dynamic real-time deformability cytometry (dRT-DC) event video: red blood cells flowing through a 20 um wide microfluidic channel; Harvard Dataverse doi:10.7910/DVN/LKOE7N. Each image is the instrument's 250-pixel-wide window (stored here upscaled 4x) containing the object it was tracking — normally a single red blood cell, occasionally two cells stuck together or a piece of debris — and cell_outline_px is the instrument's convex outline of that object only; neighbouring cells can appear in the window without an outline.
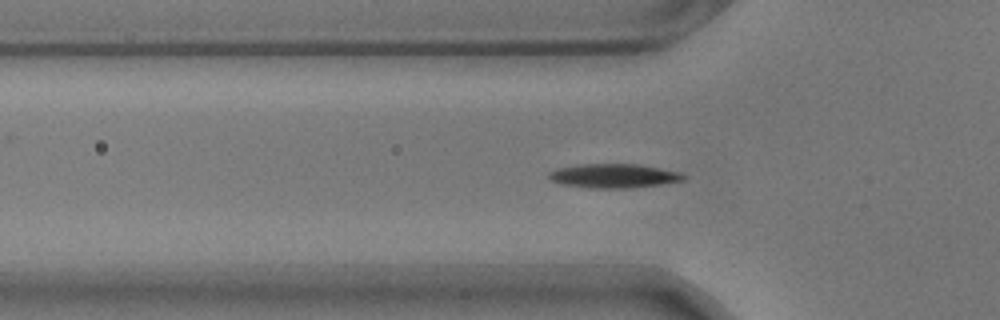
{"species": "common noctule bat (a hibernating species)", "species_latin": "Nyctalus noctula", "temperature_condition": "warm", "stored_images_in_passage": 42, "camera_frame_rate_fps": 3000, "um_per_image_px": 0.085, "animal": {"sex": "male", "body_mass_g": 17.9}, "frame": {"image": 1, "passage_image": 2, "time_ms": 0.333, "image_size_px": [1000, 320], "cell_outline_px": [[688, 176], [684, 180], [660, 184], [632, 188], [588, 188], [564, 184], [552, 180], [548, 176], [548, 172], [556, 168], [580, 164], [636, 164], [680, 172]], "centroid_in_image_um": [52.17, 14.95], "position_along_channel_um": 73.6, "area_um2": 18.84}}
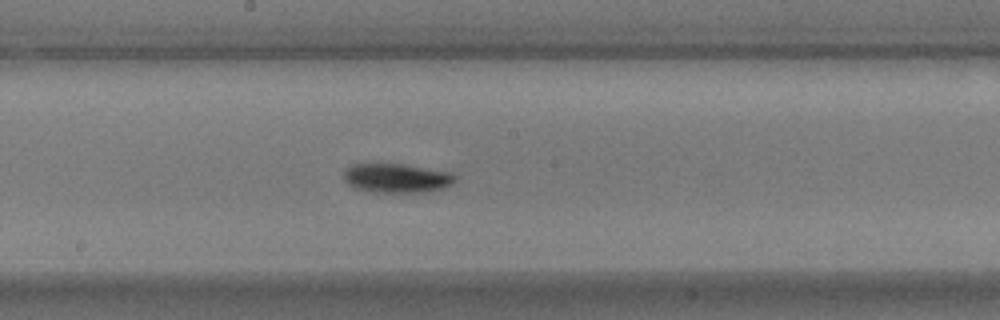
{"frame": {"image": 2, "passage_image": 14, "time_ms": 4.333, "image_size_px": [1000, 320], "cell_outline_px": [[456, 180], [452, 184], [444, 188], [432, 192], [372, 192], [356, 188], [348, 184], [344, 180], [344, 172], [352, 164], [404, 164], [448, 172], [456, 176]], "centroid_in_image_um": [33.74, 15.15], "position_along_channel_um": 214.5, "area_um2": 18.9}}
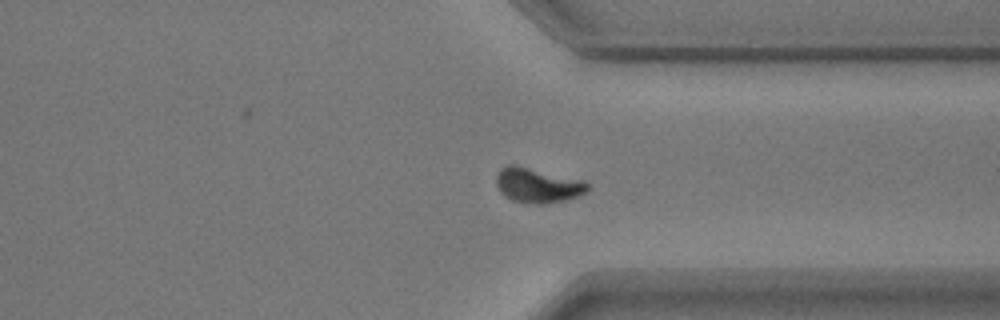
{"frame": {"image": 3, "passage_image": 27, "time_ms": 8.667, "image_size_px": [1000, 320], "cell_outline_px": [[588, 188], [580, 196], [564, 200], [544, 204], [540, 204], [512, 200], [504, 196], [500, 192], [496, 184], [496, 172], [500, 168], [508, 164], [516, 164], [584, 180], [588, 184]], "centroid_in_image_um": [45.66, 15.72], "position_along_channel_um": 365.7, "area_um2": 18.67}, "authors_computed_cell_mechanics": {"area_um2": 17.8602, "velocity_mm_per_s": 3.5097, "shape_relaxation_time_tau1_ms": 2.8899, "shape_relaxation_time_tau2_ms": null, "deformation_change_tau1": 0.1106, "deformation_change_tau2": null}}